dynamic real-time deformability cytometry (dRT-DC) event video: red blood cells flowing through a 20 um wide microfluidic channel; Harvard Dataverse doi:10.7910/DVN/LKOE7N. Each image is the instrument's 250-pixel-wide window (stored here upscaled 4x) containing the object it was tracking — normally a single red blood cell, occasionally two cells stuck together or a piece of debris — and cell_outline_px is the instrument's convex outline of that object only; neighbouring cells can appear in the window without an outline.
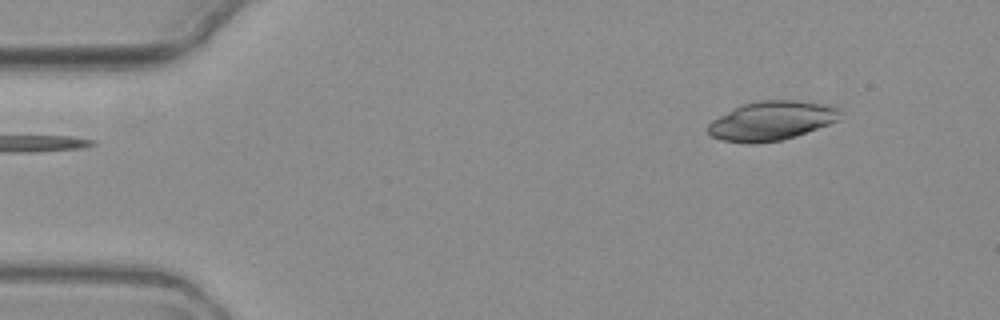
{"species": "common noctule bat (a hibernating species)", "species_latin": "Nyctalus noctula", "temperature_condition": "warm", "stored_images_in_passage": 5, "camera_frame_rate_fps": 3000, "um_per_image_px": 0.085, "animal": {"sex": "female", "body_mass_g": 19.3, "forearm_length_mm": 54.1}, "frame": {"image": 1, "passage_image": 5, "time_ms": 6.0, "image_size_px": [1000, 320], "cell_outline_px": [[840, 120], [796, 136], [780, 140], [752, 144], [748, 144], [720, 140], [712, 136], [708, 132], [708, 124], [712, 120], [740, 104], [760, 100], [796, 100], [824, 104], [836, 108]], "centroid_in_image_um": [65.52, 10.27], "position_along_channel_um": 19.5, "area_um2": 30.06}}